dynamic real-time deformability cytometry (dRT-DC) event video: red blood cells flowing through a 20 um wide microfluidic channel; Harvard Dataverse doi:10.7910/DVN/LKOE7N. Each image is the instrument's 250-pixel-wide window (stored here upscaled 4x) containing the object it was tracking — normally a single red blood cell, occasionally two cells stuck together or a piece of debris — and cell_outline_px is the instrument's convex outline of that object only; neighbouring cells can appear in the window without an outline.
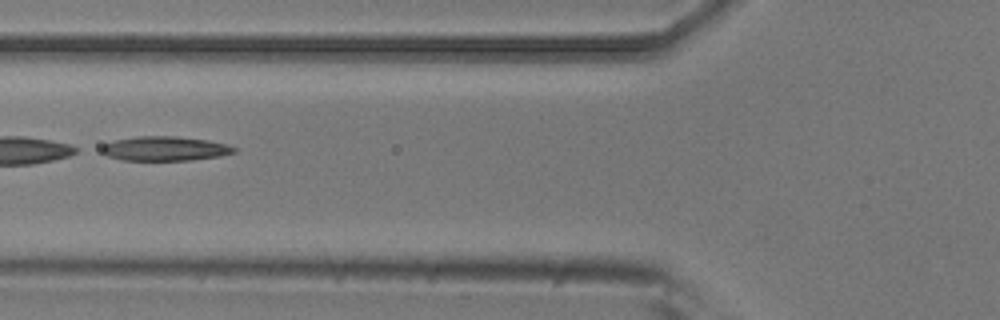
{"species": "common noctule bat (a hibernating species)", "species_latin": "Nyctalus noctula", "temperature_condition": "room temperature", "stored_images_in_passage": 5, "camera_frame_rate_fps": 3000, "um_per_image_px": 0.085, "animal": {"sex": "male", "body_mass_g": 20.5, "forearm_length_mm": 52.5}, "frame": {"image": 1, "passage_image": 3, "time_ms": 0.667, "image_size_px": [1000, 320], "cell_outline_px": [[236, 152], [220, 156], [192, 160], [124, 160], [108, 156], [100, 152], [96, 148], [104, 144], [116, 140], [136, 136], [176, 136], [208, 140], [228, 144], [236, 148]], "centroid_in_image_um": [13.99, 12.63], "position_along_channel_um": 111.8, "area_um2": 19.02}}
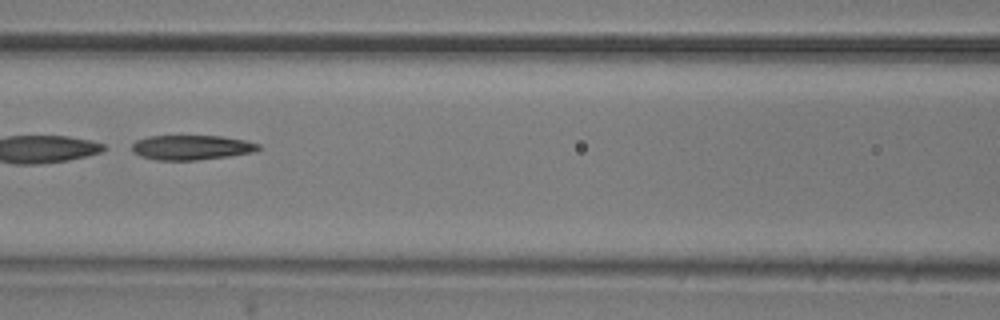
{"frame": {"image": 2, "passage_image": 4, "time_ms": 1.0, "image_size_px": [1000, 320], "cell_outline_px": [[260, 148], [252, 152], [228, 156], [196, 160], [156, 160], [140, 156], [132, 152], [132, 144], [136, 140], [148, 136], [220, 136], [244, 140], [260, 144]], "centroid_in_image_um": [16.23, 12.53], "position_along_channel_um": 150.4, "area_um2": 18.15}}